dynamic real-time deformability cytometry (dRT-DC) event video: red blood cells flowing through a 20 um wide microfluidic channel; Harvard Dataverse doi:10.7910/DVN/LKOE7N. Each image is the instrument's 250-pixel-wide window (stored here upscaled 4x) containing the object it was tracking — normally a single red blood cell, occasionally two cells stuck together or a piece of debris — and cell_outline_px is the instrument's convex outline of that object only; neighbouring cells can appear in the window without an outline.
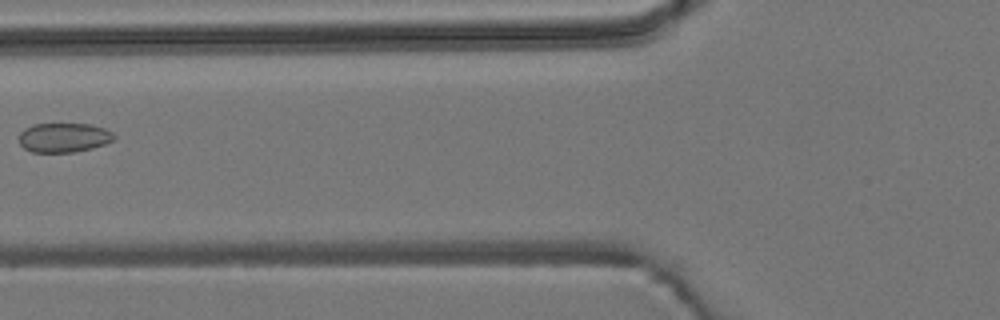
{"species": "common noctule bat (a hibernating species)", "species_latin": "Nyctalus noctula", "temperature_condition": "room temperature", "stored_images_in_passage": 7, "camera_frame_rate_fps": 3000, "um_per_image_px": 0.085, "animal": {"sex": "male", "body_mass_g": 19.2, "forearm_length_mm": 51.8}, "frame": {"image": 1, "passage_image": 6, "time_ms": 1.667, "image_size_px": [1000, 320], "cell_outline_px": [[116, 136], [112, 140], [104, 144], [92, 148], [76, 152], [32, 152], [24, 148], [20, 144], [20, 132], [24, 128], [32, 124], [88, 124], [104, 128], [112, 132]], "centroid_in_image_um": [5.41, 11.69], "position_along_channel_um": 120.4, "area_um2": 16.24}}
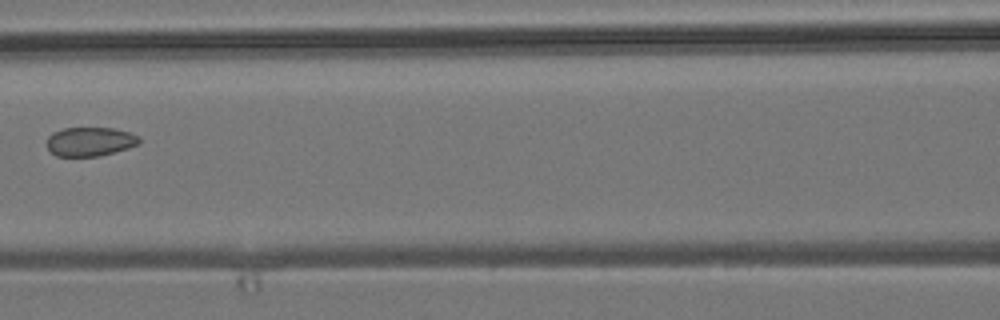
{"frame": {"image": 2, "passage_image": 7, "time_ms": 2.0, "image_size_px": [1000, 320], "cell_outline_px": [[140, 144], [128, 148], [100, 156], [56, 156], [48, 148], [48, 136], [52, 132], [64, 128], [112, 128], [128, 132], [140, 136]], "centroid_in_image_um": [7.67, 12.03], "position_along_channel_um": 158.9, "area_um2": 15.61}}